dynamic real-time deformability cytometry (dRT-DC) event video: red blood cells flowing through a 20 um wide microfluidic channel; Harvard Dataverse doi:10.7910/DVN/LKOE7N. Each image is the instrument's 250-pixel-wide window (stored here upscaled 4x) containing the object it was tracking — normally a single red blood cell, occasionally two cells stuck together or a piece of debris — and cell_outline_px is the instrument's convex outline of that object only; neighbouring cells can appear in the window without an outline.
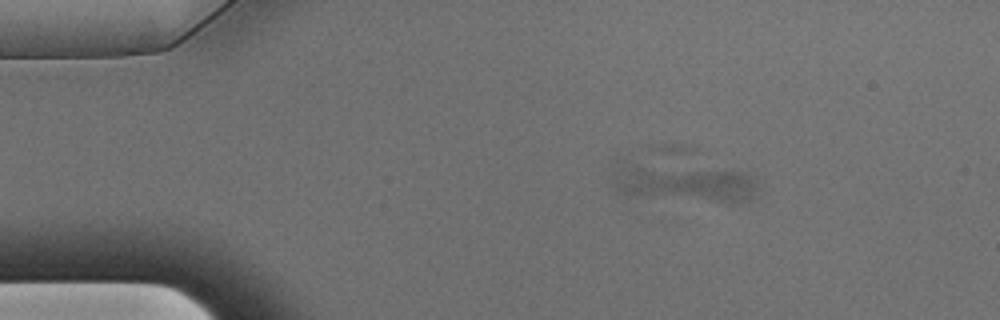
{"species": "Egyptian fruit bat (a non-hibernating species)", "species_latin": "Rousettus aegyptiacus", "temperature_condition": "warm", "stored_images_in_passage": 57, "segment_of_instrument_passage": [1, 3], "camera_frame_rate_fps": 3000, "um_per_image_px": 0.085, "animal": {"sex": "male"}, "frame": {"image": 1, "passage_image": 9, "time_ms": 2.667, "image_size_px": [1000, 320], "cell_outline_px": [[756, 196], [752, 200], [736, 204], [728, 204], [624, 196], [616, 192], [612, 188], [612, 176], [616, 160], [620, 160], [732, 168], [748, 172], [756, 176]], "centroid_in_image_um": [58.08, 15.51], "position_along_channel_um": 26.9, "area_um2": 35.95}}